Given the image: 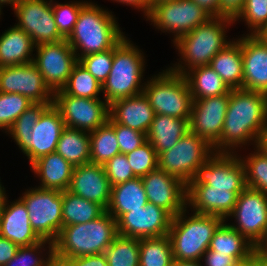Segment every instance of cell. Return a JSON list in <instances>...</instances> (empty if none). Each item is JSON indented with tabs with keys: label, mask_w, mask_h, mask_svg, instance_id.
Returning a JSON list of instances; mask_svg holds the SVG:
<instances>
[{
	"label": "cell",
	"mask_w": 267,
	"mask_h": 266,
	"mask_svg": "<svg viewBox=\"0 0 267 266\" xmlns=\"http://www.w3.org/2000/svg\"><path fill=\"white\" fill-rule=\"evenodd\" d=\"M266 128L267 93L231 89L222 135L212 147L213 151L234 154L237 147L242 148V145L252 142L256 147Z\"/></svg>",
	"instance_id": "6da1fadb"
},
{
	"label": "cell",
	"mask_w": 267,
	"mask_h": 266,
	"mask_svg": "<svg viewBox=\"0 0 267 266\" xmlns=\"http://www.w3.org/2000/svg\"><path fill=\"white\" fill-rule=\"evenodd\" d=\"M116 19L112 11L90 1L81 7L74 29L66 39L77 60L112 49L124 37Z\"/></svg>",
	"instance_id": "7a4b0ae2"
},
{
	"label": "cell",
	"mask_w": 267,
	"mask_h": 266,
	"mask_svg": "<svg viewBox=\"0 0 267 266\" xmlns=\"http://www.w3.org/2000/svg\"><path fill=\"white\" fill-rule=\"evenodd\" d=\"M233 23L235 22L231 18L212 16L188 34L178 38L173 44L178 49L181 59L169 69L184 75L192 68L209 65L212 58L231 42L226 40V31Z\"/></svg>",
	"instance_id": "3957f363"
},
{
	"label": "cell",
	"mask_w": 267,
	"mask_h": 266,
	"mask_svg": "<svg viewBox=\"0 0 267 266\" xmlns=\"http://www.w3.org/2000/svg\"><path fill=\"white\" fill-rule=\"evenodd\" d=\"M117 235V221L107 211L93 221L64 226L53 242L54 258L104 253Z\"/></svg>",
	"instance_id": "277c9868"
},
{
	"label": "cell",
	"mask_w": 267,
	"mask_h": 266,
	"mask_svg": "<svg viewBox=\"0 0 267 266\" xmlns=\"http://www.w3.org/2000/svg\"><path fill=\"white\" fill-rule=\"evenodd\" d=\"M134 45L124 36L114 46L112 68L102 85L104 100L109 105L116 100L143 93L145 82L141 81L146 63L144 53Z\"/></svg>",
	"instance_id": "5b68a950"
},
{
	"label": "cell",
	"mask_w": 267,
	"mask_h": 266,
	"mask_svg": "<svg viewBox=\"0 0 267 266\" xmlns=\"http://www.w3.org/2000/svg\"><path fill=\"white\" fill-rule=\"evenodd\" d=\"M187 208L172 217L168 236L175 261H201L208 250L215 230L224 221L221 217L194 213Z\"/></svg>",
	"instance_id": "8992f818"
},
{
	"label": "cell",
	"mask_w": 267,
	"mask_h": 266,
	"mask_svg": "<svg viewBox=\"0 0 267 266\" xmlns=\"http://www.w3.org/2000/svg\"><path fill=\"white\" fill-rule=\"evenodd\" d=\"M156 75L145 82L143 89L155 115L190 119L193 99L184 75L169 68Z\"/></svg>",
	"instance_id": "52a82bcc"
},
{
	"label": "cell",
	"mask_w": 267,
	"mask_h": 266,
	"mask_svg": "<svg viewBox=\"0 0 267 266\" xmlns=\"http://www.w3.org/2000/svg\"><path fill=\"white\" fill-rule=\"evenodd\" d=\"M214 154L213 148L190 130L171 149L158 154V169L187 185L197 168Z\"/></svg>",
	"instance_id": "ba28073f"
},
{
	"label": "cell",
	"mask_w": 267,
	"mask_h": 266,
	"mask_svg": "<svg viewBox=\"0 0 267 266\" xmlns=\"http://www.w3.org/2000/svg\"><path fill=\"white\" fill-rule=\"evenodd\" d=\"M19 199L26 206L36 234L54 242L62 229V191L35 187L27 189Z\"/></svg>",
	"instance_id": "9c48e42d"
},
{
	"label": "cell",
	"mask_w": 267,
	"mask_h": 266,
	"mask_svg": "<svg viewBox=\"0 0 267 266\" xmlns=\"http://www.w3.org/2000/svg\"><path fill=\"white\" fill-rule=\"evenodd\" d=\"M211 17L194 1L168 0L152 4L146 20L164 33H173L175 42Z\"/></svg>",
	"instance_id": "30bf717a"
},
{
	"label": "cell",
	"mask_w": 267,
	"mask_h": 266,
	"mask_svg": "<svg viewBox=\"0 0 267 266\" xmlns=\"http://www.w3.org/2000/svg\"><path fill=\"white\" fill-rule=\"evenodd\" d=\"M53 105L68 128L92 132L109 118V104L105 100L70 96L63 90L54 93Z\"/></svg>",
	"instance_id": "8fae6325"
},
{
	"label": "cell",
	"mask_w": 267,
	"mask_h": 266,
	"mask_svg": "<svg viewBox=\"0 0 267 266\" xmlns=\"http://www.w3.org/2000/svg\"><path fill=\"white\" fill-rule=\"evenodd\" d=\"M206 184L211 189L243 191L246 186L245 171L237 153H214L197 168L187 185Z\"/></svg>",
	"instance_id": "7c38bea8"
},
{
	"label": "cell",
	"mask_w": 267,
	"mask_h": 266,
	"mask_svg": "<svg viewBox=\"0 0 267 266\" xmlns=\"http://www.w3.org/2000/svg\"><path fill=\"white\" fill-rule=\"evenodd\" d=\"M34 65L43 76L47 87L54 94L68 82L73 66L78 62L75 52L66 39L35 46Z\"/></svg>",
	"instance_id": "4fadbf2b"
},
{
	"label": "cell",
	"mask_w": 267,
	"mask_h": 266,
	"mask_svg": "<svg viewBox=\"0 0 267 266\" xmlns=\"http://www.w3.org/2000/svg\"><path fill=\"white\" fill-rule=\"evenodd\" d=\"M229 217H234L237 224L229 225L257 246L263 240L267 228V195L246 187L238 195Z\"/></svg>",
	"instance_id": "5bb4252c"
},
{
	"label": "cell",
	"mask_w": 267,
	"mask_h": 266,
	"mask_svg": "<svg viewBox=\"0 0 267 266\" xmlns=\"http://www.w3.org/2000/svg\"><path fill=\"white\" fill-rule=\"evenodd\" d=\"M51 4L52 0H21L12 8L19 20L15 26L24 30L35 46L64 39L58 32Z\"/></svg>",
	"instance_id": "9a60e30c"
},
{
	"label": "cell",
	"mask_w": 267,
	"mask_h": 266,
	"mask_svg": "<svg viewBox=\"0 0 267 266\" xmlns=\"http://www.w3.org/2000/svg\"><path fill=\"white\" fill-rule=\"evenodd\" d=\"M0 92L17 93L34 103L53 105L54 94L33 62L0 67Z\"/></svg>",
	"instance_id": "2e32d148"
},
{
	"label": "cell",
	"mask_w": 267,
	"mask_h": 266,
	"mask_svg": "<svg viewBox=\"0 0 267 266\" xmlns=\"http://www.w3.org/2000/svg\"><path fill=\"white\" fill-rule=\"evenodd\" d=\"M172 216L163 208L148 202L144 209L124 213L117 220L119 235L143 239L168 235Z\"/></svg>",
	"instance_id": "e0dca14e"
},
{
	"label": "cell",
	"mask_w": 267,
	"mask_h": 266,
	"mask_svg": "<svg viewBox=\"0 0 267 266\" xmlns=\"http://www.w3.org/2000/svg\"><path fill=\"white\" fill-rule=\"evenodd\" d=\"M229 94L193 100L189 130L213 147L220 139Z\"/></svg>",
	"instance_id": "ac0fdd59"
},
{
	"label": "cell",
	"mask_w": 267,
	"mask_h": 266,
	"mask_svg": "<svg viewBox=\"0 0 267 266\" xmlns=\"http://www.w3.org/2000/svg\"><path fill=\"white\" fill-rule=\"evenodd\" d=\"M147 200L172 217L187 208V185L164 170L156 169L142 177Z\"/></svg>",
	"instance_id": "d6986e66"
},
{
	"label": "cell",
	"mask_w": 267,
	"mask_h": 266,
	"mask_svg": "<svg viewBox=\"0 0 267 266\" xmlns=\"http://www.w3.org/2000/svg\"><path fill=\"white\" fill-rule=\"evenodd\" d=\"M68 191L107 210L111 198V185L104 166L93 163L75 166Z\"/></svg>",
	"instance_id": "ffe728a7"
},
{
	"label": "cell",
	"mask_w": 267,
	"mask_h": 266,
	"mask_svg": "<svg viewBox=\"0 0 267 266\" xmlns=\"http://www.w3.org/2000/svg\"><path fill=\"white\" fill-rule=\"evenodd\" d=\"M242 89L267 93V45L257 35L241 37Z\"/></svg>",
	"instance_id": "44dd1931"
},
{
	"label": "cell",
	"mask_w": 267,
	"mask_h": 266,
	"mask_svg": "<svg viewBox=\"0 0 267 266\" xmlns=\"http://www.w3.org/2000/svg\"><path fill=\"white\" fill-rule=\"evenodd\" d=\"M241 192L211 189L206 184L187 185L186 205H188L187 208L190 206L194 213L218 216L228 220Z\"/></svg>",
	"instance_id": "7402d4cb"
},
{
	"label": "cell",
	"mask_w": 267,
	"mask_h": 266,
	"mask_svg": "<svg viewBox=\"0 0 267 266\" xmlns=\"http://www.w3.org/2000/svg\"><path fill=\"white\" fill-rule=\"evenodd\" d=\"M64 128L60 111L54 105H50L32 128V138L28 140L30 165L39 158L56 152L57 143Z\"/></svg>",
	"instance_id": "603a6c76"
},
{
	"label": "cell",
	"mask_w": 267,
	"mask_h": 266,
	"mask_svg": "<svg viewBox=\"0 0 267 266\" xmlns=\"http://www.w3.org/2000/svg\"><path fill=\"white\" fill-rule=\"evenodd\" d=\"M7 199L6 196L0 210V236L19 247L31 246L42 241L30 224L25 204L18 198L9 205Z\"/></svg>",
	"instance_id": "cb8c5ba5"
},
{
	"label": "cell",
	"mask_w": 267,
	"mask_h": 266,
	"mask_svg": "<svg viewBox=\"0 0 267 266\" xmlns=\"http://www.w3.org/2000/svg\"><path fill=\"white\" fill-rule=\"evenodd\" d=\"M154 116V110L144 93L116 100L109 105V117L114 122L145 134Z\"/></svg>",
	"instance_id": "d4e9b609"
},
{
	"label": "cell",
	"mask_w": 267,
	"mask_h": 266,
	"mask_svg": "<svg viewBox=\"0 0 267 266\" xmlns=\"http://www.w3.org/2000/svg\"><path fill=\"white\" fill-rule=\"evenodd\" d=\"M30 167L41 181L38 187L59 191L69 189L74 166L57 152L39 158Z\"/></svg>",
	"instance_id": "484cf974"
},
{
	"label": "cell",
	"mask_w": 267,
	"mask_h": 266,
	"mask_svg": "<svg viewBox=\"0 0 267 266\" xmlns=\"http://www.w3.org/2000/svg\"><path fill=\"white\" fill-rule=\"evenodd\" d=\"M32 38L15 25L0 35V67L18 66L33 61ZM33 54V56H32Z\"/></svg>",
	"instance_id": "4316f807"
},
{
	"label": "cell",
	"mask_w": 267,
	"mask_h": 266,
	"mask_svg": "<svg viewBox=\"0 0 267 266\" xmlns=\"http://www.w3.org/2000/svg\"><path fill=\"white\" fill-rule=\"evenodd\" d=\"M148 200L142 177H136L111 187L107 212L117 221L124 213L144 209Z\"/></svg>",
	"instance_id": "83f0119b"
},
{
	"label": "cell",
	"mask_w": 267,
	"mask_h": 266,
	"mask_svg": "<svg viewBox=\"0 0 267 266\" xmlns=\"http://www.w3.org/2000/svg\"><path fill=\"white\" fill-rule=\"evenodd\" d=\"M189 120L156 114L146 133V141L151 143L157 155L171 149L189 131Z\"/></svg>",
	"instance_id": "f1b7e54d"
},
{
	"label": "cell",
	"mask_w": 267,
	"mask_h": 266,
	"mask_svg": "<svg viewBox=\"0 0 267 266\" xmlns=\"http://www.w3.org/2000/svg\"><path fill=\"white\" fill-rule=\"evenodd\" d=\"M209 66L222 78L230 89H242L241 37L234 39L220 50L212 58Z\"/></svg>",
	"instance_id": "f546056e"
},
{
	"label": "cell",
	"mask_w": 267,
	"mask_h": 266,
	"mask_svg": "<svg viewBox=\"0 0 267 266\" xmlns=\"http://www.w3.org/2000/svg\"><path fill=\"white\" fill-rule=\"evenodd\" d=\"M211 251L244 261L255 254L256 246L224 220L215 230L208 247Z\"/></svg>",
	"instance_id": "4dcf8cb0"
},
{
	"label": "cell",
	"mask_w": 267,
	"mask_h": 266,
	"mask_svg": "<svg viewBox=\"0 0 267 266\" xmlns=\"http://www.w3.org/2000/svg\"><path fill=\"white\" fill-rule=\"evenodd\" d=\"M193 100L230 94L231 89L209 66H198L184 74Z\"/></svg>",
	"instance_id": "1f68e13d"
},
{
	"label": "cell",
	"mask_w": 267,
	"mask_h": 266,
	"mask_svg": "<svg viewBox=\"0 0 267 266\" xmlns=\"http://www.w3.org/2000/svg\"><path fill=\"white\" fill-rule=\"evenodd\" d=\"M90 148L89 132L65 127L56 152L75 167L90 163Z\"/></svg>",
	"instance_id": "d6a6232c"
},
{
	"label": "cell",
	"mask_w": 267,
	"mask_h": 266,
	"mask_svg": "<svg viewBox=\"0 0 267 266\" xmlns=\"http://www.w3.org/2000/svg\"><path fill=\"white\" fill-rule=\"evenodd\" d=\"M62 207V227L93 221L106 212L101 205L68 190L62 191Z\"/></svg>",
	"instance_id": "836d02e7"
},
{
	"label": "cell",
	"mask_w": 267,
	"mask_h": 266,
	"mask_svg": "<svg viewBox=\"0 0 267 266\" xmlns=\"http://www.w3.org/2000/svg\"><path fill=\"white\" fill-rule=\"evenodd\" d=\"M89 138L90 163L103 165L120 153L114 127L108 121L89 132Z\"/></svg>",
	"instance_id": "e575fe53"
},
{
	"label": "cell",
	"mask_w": 267,
	"mask_h": 266,
	"mask_svg": "<svg viewBox=\"0 0 267 266\" xmlns=\"http://www.w3.org/2000/svg\"><path fill=\"white\" fill-rule=\"evenodd\" d=\"M139 266H172L174 258L168 235L140 239Z\"/></svg>",
	"instance_id": "d590c367"
},
{
	"label": "cell",
	"mask_w": 267,
	"mask_h": 266,
	"mask_svg": "<svg viewBox=\"0 0 267 266\" xmlns=\"http://www.w3.org/2000/svg\"><path fill=\"white\" fill-rule=\"evenodd\" d=\"M50 104L34 103L26 109L7 130V134L12 137L28 159V140L32 138V128L35 126L41 114Z\"/></svg>",
	"instance_id": "8d00e7d4"
},
{
	"label": "cell",
	"mask_w": 267,
	"mask_h": 266,
	"mask_svg": "<svg viewBox=\"0 0 267 266\" xmlns=\"http://www.w3.org/2000/svg\"><path fill=\"white\" fill-rule=\"evenodd\" d=\"M140 239L117 235L105 250L108 266H139Z\"/></svg>",
	"instance_id": "74e56055"
},
{
	"label": "cell",
	"mask_w": 267,
	"mask_h": 266,
	"mask_svg": "<svg viewBox=\"0 0 267 266\" xmlns=\"http://www.w3.org/2000/svg\"><path fill=\"white\" fill-rule=\"evenodd\" d=\"M62 90L70 96L101 99L99 94L102 92V85L78 61Z\"/></svg>",
	"instance_id": "f35d334b"
},
{
	"label": "cell",
	"mask_w": 267,
	"mask_h": 266,
	"mask_svg": "<svg viewBox=\"0 0 267 266\" xmlns=\"http://www.w3.org/2000/svg\"><path fill=\"white\" fill-rule=\"evenodd\" d=\"M45 244H48L49 250L43 255ZM5 266H56L54 244L52 241L42 240L31 246L19 247L15 256Z\"/></svg>",
	"instance_id": "ab89813d"
},
{
	"label": "cell",
	"mask_w": 267,
	"mask_h": 266,
	"mask_svg": "<svg viewBox=\"0 0 267 266\" xmlns=\"http://www.w3.org/2000/svg\"><path fill=\"white\" fill-rule=\"evenodd\" d=\"M254 149L246 158L239 156L244 166L246 186L267 195V156L257 147Z\"/></svg>",
	"instance_id": "60d3db41"
},
{
	"label": "cell",
	"mask_w": 267,
	"mask_h": 266,
	"mask_svg": "<svg viewBox=\"0 0 267 266\" xmlns=\"http://www.w3.org/2000/svg\"><path fill=\"white\" fill-rule=\"evenodd\" d=\"M33 104L21 94L0 92V129L7 133L13 122Z\"/></svg>",
	"instance_id": "b9f144b4"
},
{
	"label": "cell",
	"mask_w": 267,
	"mask_h": 266,
	"mask_svg": "<svg viewBox=\"0 0 267 266\" xmlns=\"http://www.w3.org/2000/svg\"><path fill=\"white\" fill-rule=\"evenodd\" d=\"M126 156L136 177H143L158 168V155L149 141Z\"/></svg>",
	"instance_id": "7bdbcfd3"
},
{
	"label": "cell",
	"mask_w": 267,
	"mask_h": 266,
	"mask_svg": "<svg viewBox=\"0 0 267 266\" xmlns=\"http://www.w3.org/2000/svg\"><path fill=\"white\" fill-rule=\"evenodd\" d=\"M87 1H71V3H55L52 0V11L55 18V23L58 27L60 35L67 39L74 29L77 22L80 9Z\"/></svg>",
	"instance_id": "ee69618b"
},
{
	"label": "cell",
	"mask_w": 267,
	"mask_h": 266,
	"mask_svg": "<svg viewBox=\"0 0 267 266\" xmlns=\"http://www.w3.org/2000/svg\"><path fill=\"white\" fill-rule=\"evenodd\" d=\"M243 19L250 29L247 35H257L267 26V0H246L234 22Z\"/></svg>",
	"instance_id": "f6af8a7d"
},
{
	"label": "cell",
	"mask_w": 267,
	"mask_h": 266,
	"mask_svg": "<svg viewBox=\"0 0 267 266\" xmlns=\"http://www.w3.org/2000/svg\"><path fill=\"white\" fill-rule=\"evenodd\" d=\"M114 47L104 52L85 55L78 61L101 84L107 80L112 68Z\"/></svg>",
	"instance_id": "bcb514c9"
},
{
	"label": "cell",
	"mask_w": 267,
	"mask_h": 266,
	"mask_svg": "<svg viewBox=\"0 0 267 266\" xmlns=\"http://www.w3.org/2000/svg\"><path fill=\"white\" fill-rule=\"evenodd\" d=\"M103 166L111 187L136 178L125 154L115 155Z\"/></svg>",
	"instance_id": "7dc6e473"
},
{
	"label": "cell",
	"mask_w": 267,
	"mask_h": 266,
	"mask_svg": "<svg viewBox=\"0 0 267 266\" xmlns=\"http://www.w3.org/2000/svg\"><path fill=\"white\" fill-rule=\"evenodd\" d=\"M108 122L114 127L120 153L127 154L146 142V134L114 122L110 117Z\"/></svg>",
	"instance_id": "c3c4849f"
},
{
	"label": "cell",
	"mask_w": 267,
	"mask_h": 266,
	"mask_svg": "<svg viewBox=\"0 0 267 266\" xmlns=\"http://www.w3.org/2000/svg\"><path fill=\"white\" fill-rule=\"evenodd\" d=\"M56 266H108L104 253L74 258H55Z\"/></svg>",
	"instance_id": "681fc988"
},
{
	"label": "cell",
	"mask_w": 267,
	"mask_h": 266,
	"mask_svg": "<svg viewBox=\"0 0 267 266\" xmlns=\"http://www.w3.org/2000/svg\"><path fill=\"white\" fill-rule=\"evenodd\" d=\"M202 259L204 260L202 261ZM201 261L205 262V266H236L240 262L236 257L217 253L210 249L202 255Z\"/></svg>",
	"instance_id": "f907efd6"
},
{
	"label": "cell",
	"mask_w": 267,
	"mask_h": 266,
	"mask_svg": "<svg viewBox=\"0 0 267 266\" xmlns=\"http://www.w3.org/2000/svg\"><path fill=\"white\" fill-rule=\"evenodd\" d=\"M246 0H220V16L235 19L243 10Z\"/></svg>",
	"instance_id": "816d5d0a"
},
{
	"label": "cell",
	"mask_w": 267,
	"mask_h": 266,
	"mask_svg": "<svg viewBox=\"0 0 267 266\" xmlns=\"http://www.w3.org/2000/svg\"><path fill=\"white\" fill-rule=\"evenodd\" d=\"M19 246L0 236V266H5L16 254Z\"/></svg>",
	"instance_id": "f5cc1de1"
},
{
	"label": "cell",
	"mask_w": 267,
	"mask_h": 266,
	"mask_svg": "<svg viewBox=\"0 0 267 266\" xmlns=\"http://www.w3.org/2000/svg\"><path fill=\"white\" fill-rule=\"evenodd\" d=\"M202 7L211 16H220V0H191Z\"/></svg>",
	"instance_id": "db71d44e"
},
{
	"label": "cell",
	"mask_w": 267,
	"mask_h": 266,
	"mask_svg": "<svg viewBox=\"0 0 267 266\" xmlns=\"http://www.w3.org/2000/svg\"><path fill=\"white\" fill-rule=\"evenodd\" d=\"M122 4L130 5L133 8L143 11L145 18L148 16L151 9V0H112Z\"/></svg>",
	"instance_id": "11a10c76"
},
{
	"label": "cell",
	"mask_w": 267,
	"mask_h": 266,
	"mask_svg": "<svg viewBox=\"0 0 267 266\" xmlns=\"http://www.w3.org/2000/svg\"><path fill=\"white\" fill-rule=\"evenodd\" d=\"M236 266H262V253L256 252L250 258L240 261Z\"/></svg>",
	"instance_id": "9f6ffc18"
},
{
	"label": "cell",
	"mask_w": 267,
	"mask_h": 266,
	"mask_svg": "<svg viewBox=\"0 0 267 266\" xmlns=\"http://www.w3.org/2000/svg\"><path fill=\"white\" fill-rule=\"evenodd\" d=\"M256 147L267 156V128L259 136Z\"/></svg>",
	"instance_id": "6f0895ef"
},
{
	"label": "cell",
	"mask_w": 267,
	"mask_h": 266,
	"mask_svg": "<svg viewBox=\"0 0 267 266\" xmlns=\"http://www.w3.org/2000/svg\"><path fill=\"white\" fill-rule=\"evenodd\" d=\"M256 251L263 254L267 251V228L263 240L256 246Z\"/></svg>",
	"instance_id": "680465c9"
},
{
	"label": "cell",
	"mask_w": 267,
	"mask_h": 266,
	"mask_svg": "<svg viewBox=\"0 0 267 266\" xmlns=\"http://www.w3.org/2000/svg\"><path fill=\"white\" fill-rule=\"evenodd\" d=\"M172 266H203L200 261H173Z\"/></svg>",
	"instance_id": "91938a15"
},
{
	"label": "cell",
	"mask_w": 267,
	"mask_h": 266,
	"mask_svg": "<svg viewBox=\"0 0 267 266\" xmlns=\"http://www.w3.org/2000/svg\"><path fill=\"white\" fill-rule=\"evenodd\" d=\"M21 0H0V9H2L3 5H9L10 7H15Z\"/></svg>",
	"instance_id": "94428289"
},
{
	"label": "cell",
	"mask_w": 267,
	"mask_h": 266,
	"mask_svg": "<svg viewBox=\"0 0 267 266\" xmlns=\"http://www.w3.org/2000/svg\"><path fill=\"white\" fill-rule=\"evenodd\" d=\"M257 36L267 45V26L263 28Z\"/></svg>",
	"instance_id": "6125c7cd"
},
{
	"label": "cell",
	"mask_w": 267,
	"mask_h": 266,
	"mask_svg": "<svg viewBox=\"0 0 267 266\" xmlns=\"http://www.w3.org/2000/svg\"><path fill=\"white\" fill-rule=\"evenodd\" d=\"M6 196H7L6 195V190H5L4 186H2V184L0 182V204H3L4 199H5Z\"/></svg>",
	"instance_id": "be15d7a7"
},
{
	"label": "cell",
	"mask_w": 267,
	"mask_h": 266,
	"mask_svg": "<svg viewBox=\"0 0 267 266\" xmlns=\"http://www.w3.org/2000/svg\"><path fill=\"white\" fill-rule=\"evenodd\" d=\"M262 266H267V259L265 258L263 253H262Z\"/></svg>",
	"instance_id": "e7e4bbea"
},
{
	"label": "cell",
	"mask_w": 267,
	"mask_h": 266,
	"mask_svg": "<svg viewBox=\"0 0 267 266\" xmlns=\"http://www.w3.org/2000/svg\"><path fill=\"white\" fill-rule=\"evenodd\" d=\"M163 1H168V0H151V5L157 2H163Z\"/></svg>",
	"instance_id": "03108f58"
},
{
	"label": "cell",
	"mask_w": 267,
	"mask_h": 266,
	"mask_svg": "<svg viewBox=\"0 0 267 266\" xmlns=\"http://www.w3.org/2000/svg\"><path fill=\"white\" fill-rule=\"evenodd\" d=\"M265 258L267 259V251L264 253Z\"/></svg>",
	"instance_id": "003e7915"
}]
</instances>
